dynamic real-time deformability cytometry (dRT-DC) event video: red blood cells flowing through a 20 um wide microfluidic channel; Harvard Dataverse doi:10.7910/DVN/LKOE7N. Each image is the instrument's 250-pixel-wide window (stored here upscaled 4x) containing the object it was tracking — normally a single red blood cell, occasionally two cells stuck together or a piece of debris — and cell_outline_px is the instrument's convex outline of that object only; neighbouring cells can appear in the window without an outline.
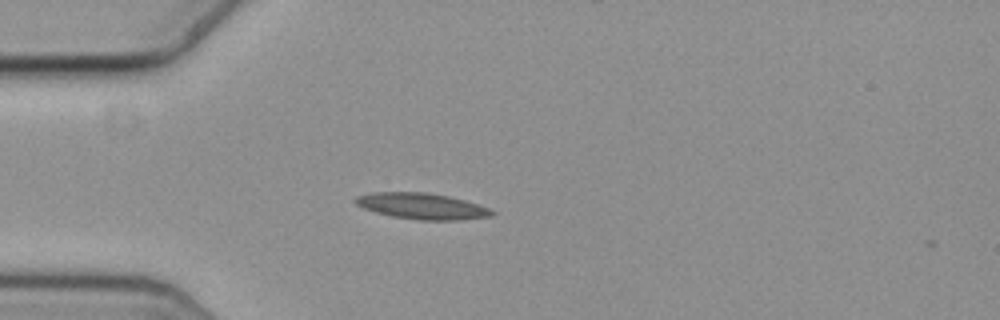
{"species": "common noctule bat (a hibernating species)", "species_latin": "Nyctalus noctula", "temperature_condition": "cold", "stored_images_in_passage": 2, "camera_frame_rate_fps": 3000, "um_per_image_px": 0.085, "animal": {"sex": "female", "body_mass_g": 19.3, "forearm_length_mm": 54.1}, "frame": {"image": 1, "passage_image": 1, "time_ms": 0.0, "image_size_px": [1000, 320], "cell_outline_px": [[496, 212], [492, 216], [460, 220], [416, 220], [392, 216], [376, 212], [364, 208], [356, 204], [352, 200], [356, 196], [372, 192], [424, 192], [448, 196], [464, 200], [488, 208]], "centroid_in_image_um": [35.83, 17.52], "position_along_channel_um": 49.2, "area_um2": 20.69}}